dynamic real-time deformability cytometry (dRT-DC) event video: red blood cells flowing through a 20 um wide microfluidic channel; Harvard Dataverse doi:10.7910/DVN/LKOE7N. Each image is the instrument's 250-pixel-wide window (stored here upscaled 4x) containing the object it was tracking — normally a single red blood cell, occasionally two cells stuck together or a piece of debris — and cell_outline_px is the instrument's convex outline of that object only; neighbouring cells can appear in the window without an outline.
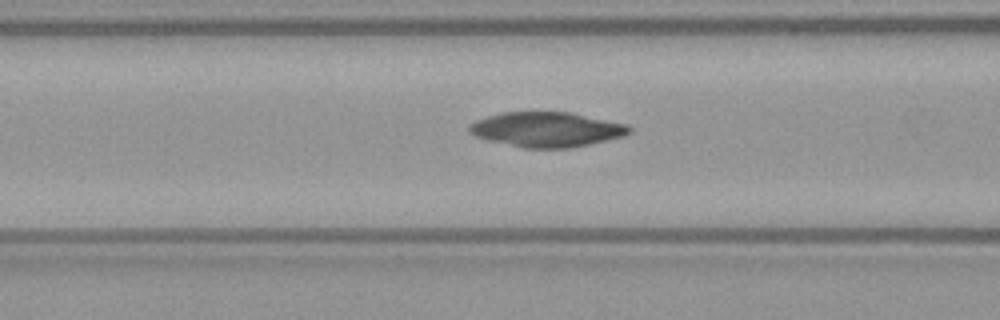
{"species": "common noctule bat (a hibernating species)", "species_latin": "Nyctalus noctula", "temperature_condition": "warm", "stored_images_in_passage": 31, "camera_frame_rate_fps": 3000, "um_per_image_px": 0.085, "animal": {"sex": "female", "body_mass_g": 21.9}, "frame": {"image": 1, "passage_image": 8, "time_ms": 2.333, "image_size_px": [1000, 320], "cell_outline_px": [[632, 132], [624, 136], [588, 144], [568, 148], [524, 148], [488, 140], [476, 136], [468, 132], [468, 124], [476, 120], [488, 116], [504, 112], [572, 112], [628, 124], [632, 128]], "centroid_in_image_um": [46.48, 11.0], "position_along_channel_um": 120.1, "area_um2": 32.6}}
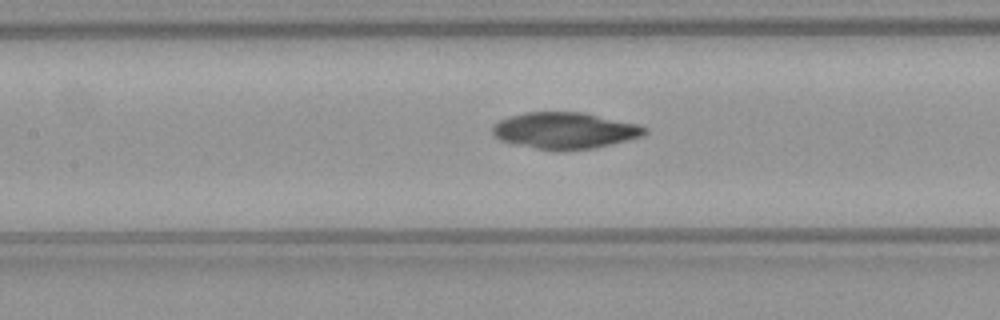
{"frame": {"image": 2, "passage_image": 11, "time_ms": 3.333, "image_size_px": [1000, 320], "cell_outline_px": [[648, 132], [644, 136], [596, 148], [560, 152], [556, 152], [516, 144], [500, 140], [492, 136], [492, 124], [508, 116], [524, 112], [584, 112], [640, 124], [648, 128]], "centroid_in_image_um": [48.03, 11.1], "position_along_channel_um": 159.4, "area_um2": 33.06}}